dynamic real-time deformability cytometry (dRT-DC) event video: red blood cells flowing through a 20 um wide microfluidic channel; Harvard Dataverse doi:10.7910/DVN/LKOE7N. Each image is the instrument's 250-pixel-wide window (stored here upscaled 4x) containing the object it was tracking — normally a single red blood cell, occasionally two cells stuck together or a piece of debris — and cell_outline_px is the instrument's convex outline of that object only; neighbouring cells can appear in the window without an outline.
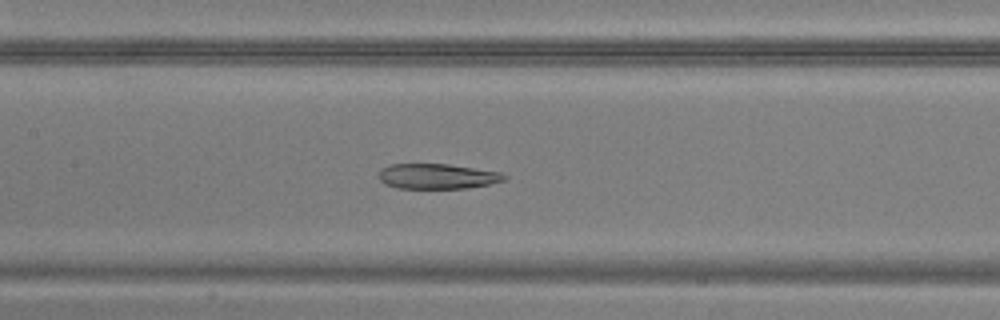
{"species": "common noctule bat (a hibernating species)", "species_latin": "Nyctalus noctula", "temperature_condition": "warm", "stored_images_in_passage": 51, "segment_of_instrument_passage": [1, 2], "camera_frame_rate_fps": 3000, "um_per_image_px": 0.085, "animal": {"sex": "male", "body_mass_g": 20.5, "forearm_length_mm": 52.5}, "frame": {"image": 1, "passage_image": 24, "time_ms": 7.667, "image_size_px": [1000, 320], "cell_outline_px": [[508, 176], [504, 180], [488, 184], [468, 188], [396, 188], [384, 184], [376, 176], [380, 168], [388, 164], [448, 164], [500, 172]], "centroid_in_image_um": [37.09, 14.98], "position_along_channel_um": 170.3, "area_um2": 18.55}}
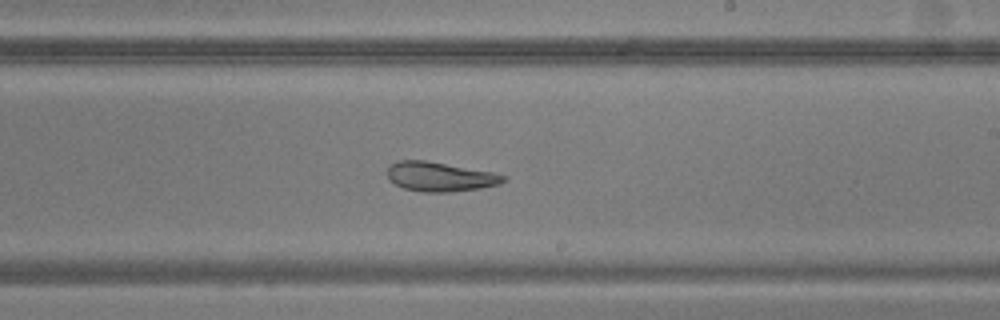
{"frame": {"image": 2, "passage_image": 30, "time_ms": 9.667, "image_size_px": [1000, 320], "cell_outline_px": [[508, 180], [500, 184], [480, 188], [448, 192], [424, 192], [404, 188], [388, 180], [388, 164], [396, 160], [424, 160], [492, 172], [508, 176]], "centroid_in_image_um": [37.4, 15.01], "position_along_channel_um": 251.6, "area_um2": 19.94}}
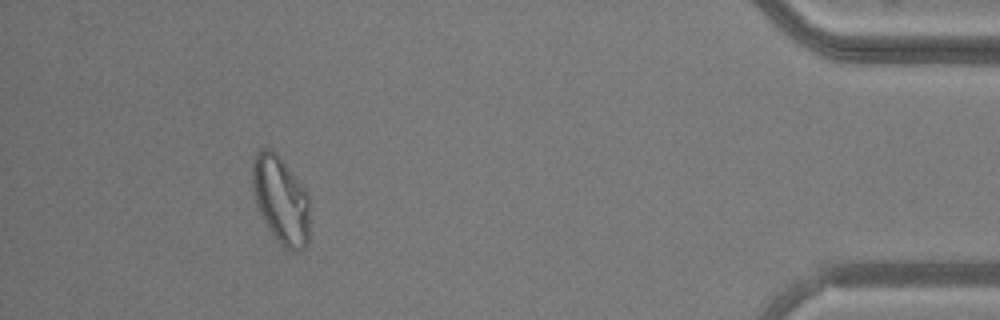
{"frame": {"image": 3, "passage_image": 46, "time_ms": 15.0, "image_size_px": [1000, 320], "cell_outline_px": [[308, 240], [304, 248], [300, 252], [288, 252], [280, 244], [268, 228], [256, 204], [252, 184], [252, 160], [256, 152], [260, 148], [268, 148], [276, 152], [304, 188], [308, 196]], "centroid_in_image_um": [23.85, 17.01], "position_along_channel_um": 411.3, "area_um2": 29.25}}